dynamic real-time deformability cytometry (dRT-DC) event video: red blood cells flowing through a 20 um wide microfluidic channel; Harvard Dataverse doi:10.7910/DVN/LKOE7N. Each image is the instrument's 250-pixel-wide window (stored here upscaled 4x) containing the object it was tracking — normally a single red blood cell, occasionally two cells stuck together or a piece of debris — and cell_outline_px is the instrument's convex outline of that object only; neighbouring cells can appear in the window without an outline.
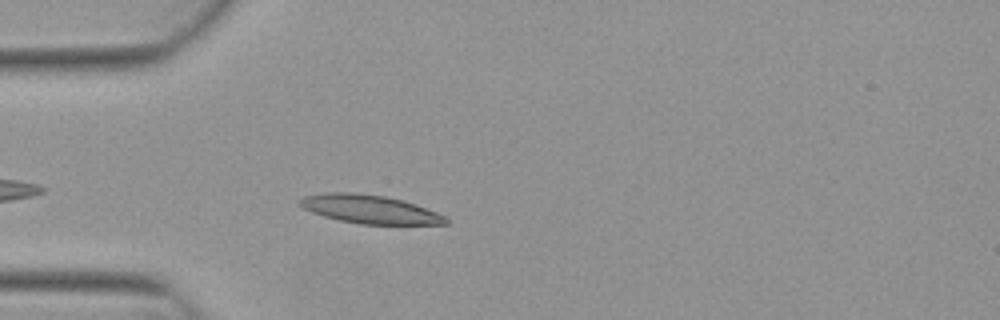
{"species": "Egyptian fruit bat (a non-hibernating species)", "species_latin": "Rousettus aegyptiacus", "temperature_condition": "warm", "stored_images_in_passage": 3, "camera_frame_rate_fps": 3000, "um_per_image_px": 0.085, "animal": {"sex": "female"}, "frame": {"image": 1, "passage_image": 3, "time_ms": 0.667, "image_size_px": [1000, 320], "cell_outline_px": [[448, 224], [360, 224], [340, 220], [324, 216], [312, 212], [296, 204], [296, 200], [304, 196], [328, 192], [352, 192], [384, 196], [404, 200], [416, 204], [436, 212], [444, 216], [448, 220]], "centroid_in_image_um": [31.38, 17.77], "position_along_channel_um": 53.6, "area_um2": 24.22}}